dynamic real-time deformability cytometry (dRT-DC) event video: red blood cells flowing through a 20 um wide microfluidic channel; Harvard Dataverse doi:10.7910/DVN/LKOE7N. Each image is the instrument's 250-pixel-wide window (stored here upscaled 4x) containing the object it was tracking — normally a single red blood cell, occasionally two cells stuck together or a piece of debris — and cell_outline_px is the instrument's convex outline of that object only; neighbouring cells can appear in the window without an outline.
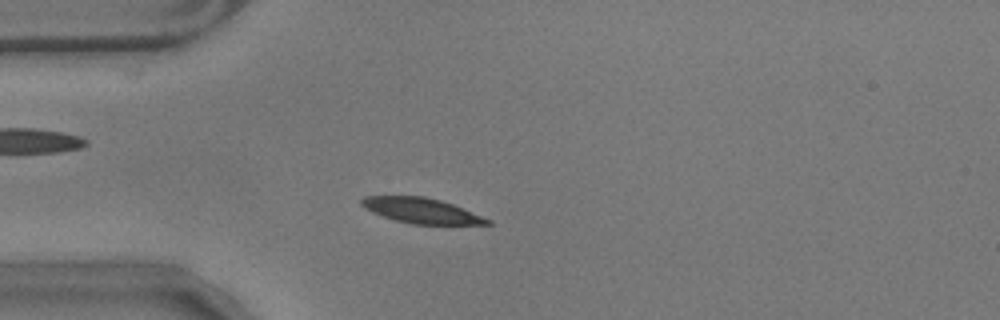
{"species": "common noctule bat (a hibernating species)", "species_latin": "Nyctalus noctula", "temperature_condition": "warm", "stored_images_in_passage": 52, "camera_frame_rate_fps": 3000, "um_per_image_px": 0.085, "animal": {"sex": "male", "body_mass_g": 17.9}, "frame": {"image": 1, "passage_image": 10, "time_ms": 3.0, "image_size_px": [1000, 320], "cell_outline_px": [[492, 224], [412, 224], [396, 220], [372, 212], [364, 208], [360, 204], [360, 200], [364, 196], [424, 196], [440, 200], [452, 204], [492, 220]], "centroid_in_image_um": [35.79, 17.89], "position_along_channel_um": 49.2, "area_um2": 18.32}}
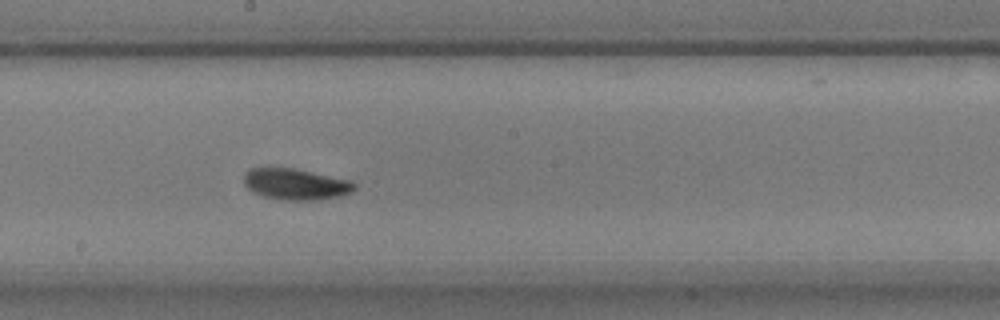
{"frame": {"image": 2, "passage_image": 26, "time_ms": 8.333, "image_size_px": [1000, 320], "cell_outline_px": [[356, 188], [352, 192], [340, 196], [316, 200], [280, 200], [264, 196], [252, 192], [244, 184], [244, 172], [248, 168], [292, 168], [352, 180], [356, 184]], "centroid_in_image_um": [25.13, 15.66], "position_along_channel_um": 223.1, "area_um2": 20.23}}
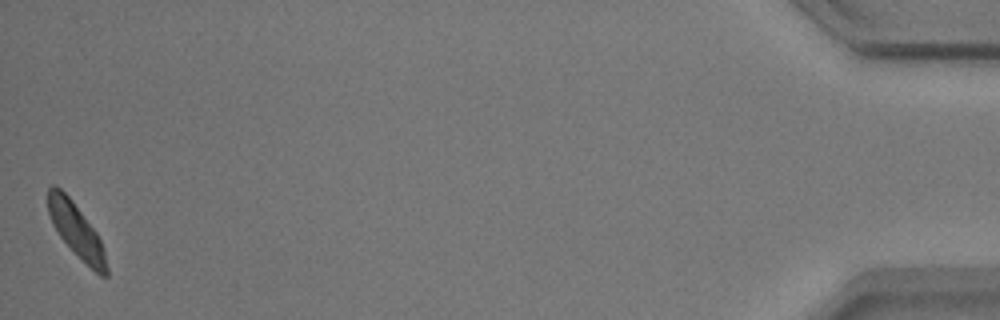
{"frame": {"image": 3, "passage_image": 52, "time_ms": 17.0, "image_size_px": [1000, 320], "cell_outline_px": [[108, 276], [100, 276], [60, 236], [52, 224], [48, 212], [48, 188], [52, 184], [56, 184], [72, 200], [96, 232], [104, 248], [108, 268]], "centroid_in_image_um": [6.48, 19.54], "position_along_channel_um": 428.7, "area_um2": 17.86}, "authors_computed_cell_mechanics": {"area_um2": 19.0451, "velocity_mm_per_s": 3.4669, "shape_relaxation_time_tau1_ms": 6.3864, "shape_relaxation_time_tau2_ms": 5.2312, "deformation_change_tau1": 0.1699, "deformation_change_tau2": 0.0786}}